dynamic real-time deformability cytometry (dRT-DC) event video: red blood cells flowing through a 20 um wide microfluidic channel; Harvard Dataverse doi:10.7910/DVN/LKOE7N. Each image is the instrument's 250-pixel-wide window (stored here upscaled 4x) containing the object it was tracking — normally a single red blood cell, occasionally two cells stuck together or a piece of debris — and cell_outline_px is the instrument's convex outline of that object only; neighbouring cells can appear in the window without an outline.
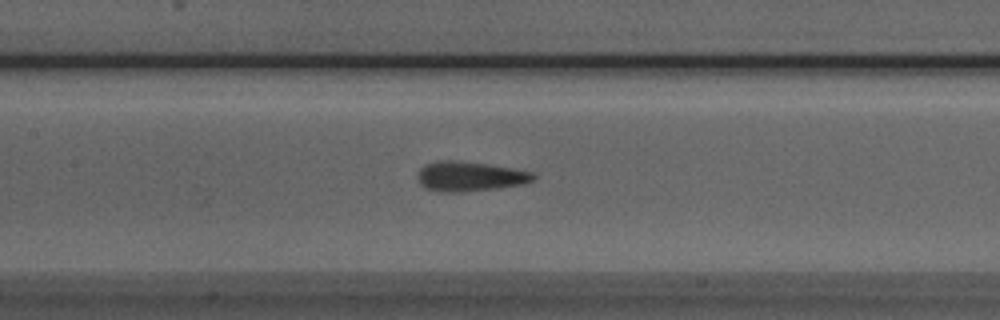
{"species": "Egyptian fruit bat (a non-hibernating species)", "species_latin": "Rousettus aegyptiacus", "temperature_condition": "room temperature", "stored_images_in_passage": 45, "camera_frame_rate_fps": 3000, "um_per_image_px": 0.085, "animal": {"sex": "male"}, "frame": {"image": 1, "passage_image": 22, "time_ms": 7.0, "image_size_px": [1000, 320], "cell_outline_px": [[536, 180], [524, 184], [496, 188], [460, 192], [448, 192], [424, 188], [420, 184], [416, 176], [420, 168], [424, 164], [436, 160], [452, 160], [488, 164], [516, 168], [532, 172], [536, 176]], "centroid_in_image_um": [39.94, 14.98], "position_along_channel_um": 167.5, "area_um2": 20.29}}
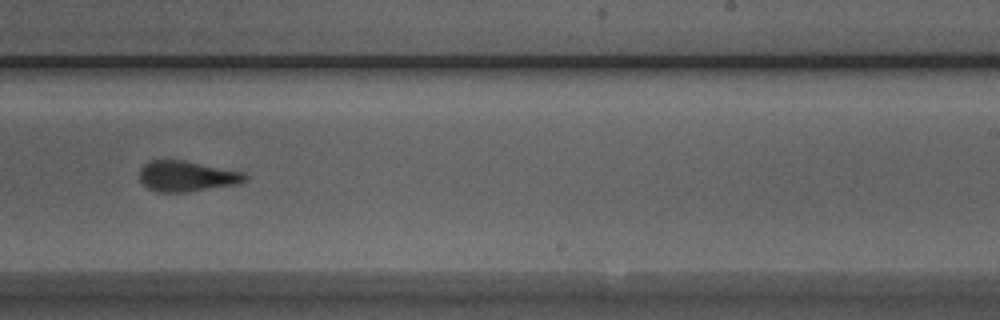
{"frame": {"image": 2, "passage_image": 30, "time_ms": 9.667, "image_size_px": [1000, 320], "cell_outline_px": [[248, 180], [240, 184], [188, 192], [156, 192], [148, 188], [140, 180], [140, 168], [148, 160], [184, 160], [244, 172], [248, 176]], "centroid_in_image_um": [15.91, 14.98], "position_along_channel_um": 273.1, "area_um2": 19.07}}
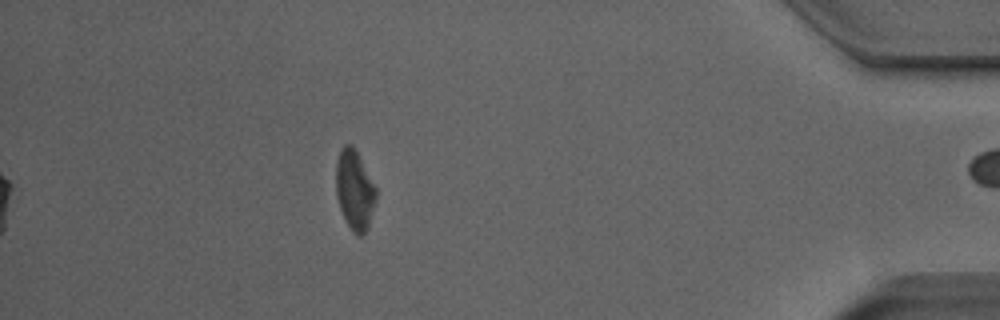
{"frame": {"image": 3, "passage_image": 44, "time_ms": 14.333, "image_size_px": [1000, 320], "cell_outline_px": [[376, 200], [368, 224], [364, 232], [360, 236], [356, 236], [352, 232], [340, 208], [336, 196], [336, 160], [344, 144], [352, 144], [376, 188]], "centroid_in_image_um": [30.12, 16.14], "position_along_channel_um": 405.1, "area_um2": 18.21}, "authors_computed_cell_mechanics": {"area_um2": 19.652, "velocity_mm_per_s": 3.9844, "shape_relaxation_time_tau1_ms": 9.1954, "shape_relaxation_time_tau2_ms": 1.6898, "deformation_change_tau1": 0.201, "deformation_change_tau2": 0.0932}}